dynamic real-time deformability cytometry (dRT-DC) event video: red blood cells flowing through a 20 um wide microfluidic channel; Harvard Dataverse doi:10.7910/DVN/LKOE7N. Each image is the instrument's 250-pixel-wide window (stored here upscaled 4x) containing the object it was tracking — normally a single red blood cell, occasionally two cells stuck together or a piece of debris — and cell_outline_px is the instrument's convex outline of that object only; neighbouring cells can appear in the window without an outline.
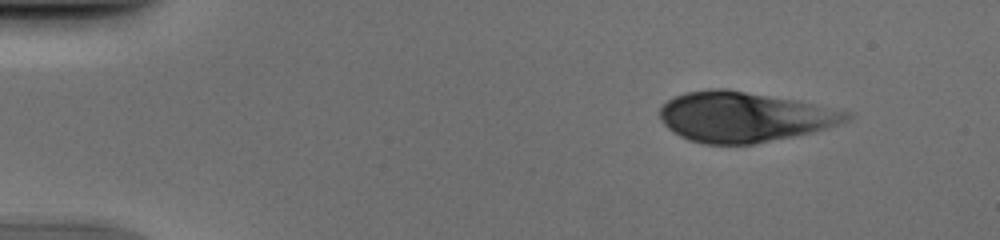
{"species": "human", "species_latin": "Homo sapiens", "temperature_condition": "cold", "stored_images_in_passage": 46, "camera_frame_rate_fps": 3000, "um_per_image_px": 0.085, "donor": {"sex": "male"}, "frame": {"image": 1, "passage_image": 1, "time_ms": 0.0, "image_size_px": [1000, 240], "cell_outline_px": [[852, 116], [848, 120], [840, 124], [828, 128], [812, 132], [752, 144], [704, 144], [688, 140], [672, 132], [664, 124], [660, 116], [660, 104], [672, 96], [684, 92], [708, 88], [724, 88], [796, 100], [816, 104], [848, 112]], "centroid_in_image_um": [63.19, 9.92], "position_along_channel_um": 21.8, "area_um2": 54.68}}
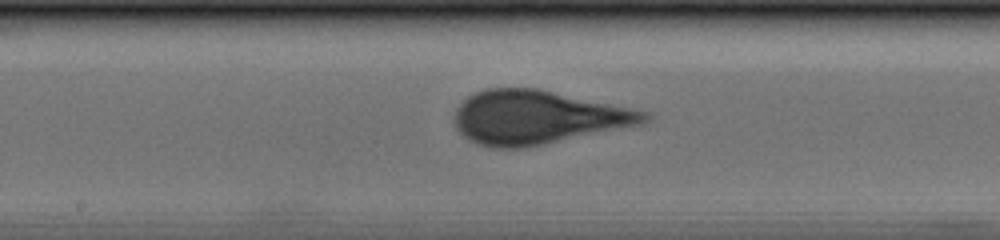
{"frame": {"image": 2, "passage_image": 22, "time_ms": 7.0, "image_size_px": [1000, 240], "cell_outline_px": [[652, 120], [644, 124], [524, 148], [492, 148], [476, 144], [464, 136], [456, 128], [452, 120], [452, 116], [456, 108], [468, 96], [476, 92], [488, 88], [536, 88], [632, 108], [648, 112], [652, 116]], "centroid_in_image_um": [45.68, 9.98], "position_along_channel_um": 202.5, "area_um2": 59.59}}
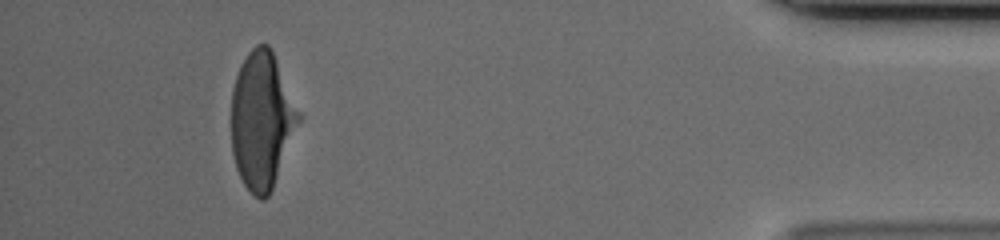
{"frame": {"image": 3, "passage_image": 42, "time_ms": 13.667, "image_size_px": [1000, 240], "cell_outline_px": [[300, 120], [272, 188], [268, 196], [264, 200], [260, 200], [244, 184], [236, 168], [232, 152], [232, 88], [236, 76], [248, 52], [256, 44], [268, 44], [272, 48], [300, 112]], "centroid_in_image_um": [22.25, 10.19], "position_along_channel_um": 412.9, "area_um2": 53.18}}